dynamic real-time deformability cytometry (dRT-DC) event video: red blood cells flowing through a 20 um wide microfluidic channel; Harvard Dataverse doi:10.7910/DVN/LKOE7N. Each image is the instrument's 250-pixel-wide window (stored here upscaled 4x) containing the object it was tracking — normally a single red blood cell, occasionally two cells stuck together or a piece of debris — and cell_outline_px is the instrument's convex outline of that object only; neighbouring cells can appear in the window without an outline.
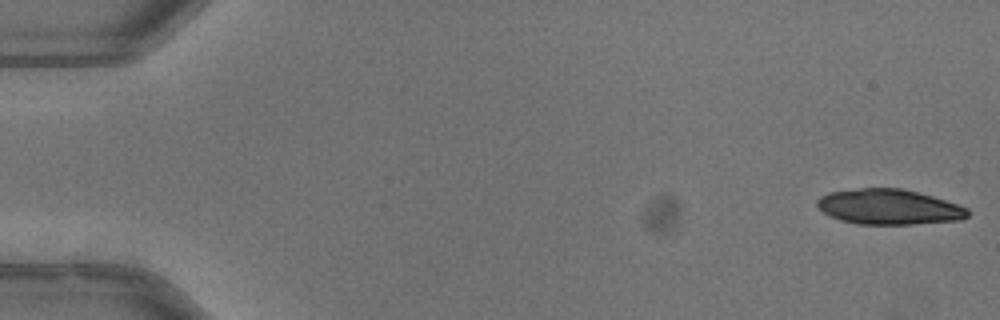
{"species": "common noctule bat (a hibernating species)", "species_latin": "Nyctalus noctula", "temperature_condition": "warm", "stored_images_in_passage": 24, "camera_frame_rate_fps": 3000, "um_per_image_px": 0.085, "animal": {"sex": "male", "body_mass_g": 13.3}, "frame": {"image": 1, "passage_image": 1, "time_ms": 0.0, "image_size_px": [1000, 320], "cell_outline_px": [[968, 216], [960, 220], [912, 224], [856, 224], [840, 220], [824, 212], [816, 204], [816, 200], [820, 196], [828, 192], [860, 188], [904, 188], [932, 196], [968, 208]], "centroid_in_image_um": [75.54, 17.58], "position_along_channel_um": 9.5, "area_um2": 30.87}}